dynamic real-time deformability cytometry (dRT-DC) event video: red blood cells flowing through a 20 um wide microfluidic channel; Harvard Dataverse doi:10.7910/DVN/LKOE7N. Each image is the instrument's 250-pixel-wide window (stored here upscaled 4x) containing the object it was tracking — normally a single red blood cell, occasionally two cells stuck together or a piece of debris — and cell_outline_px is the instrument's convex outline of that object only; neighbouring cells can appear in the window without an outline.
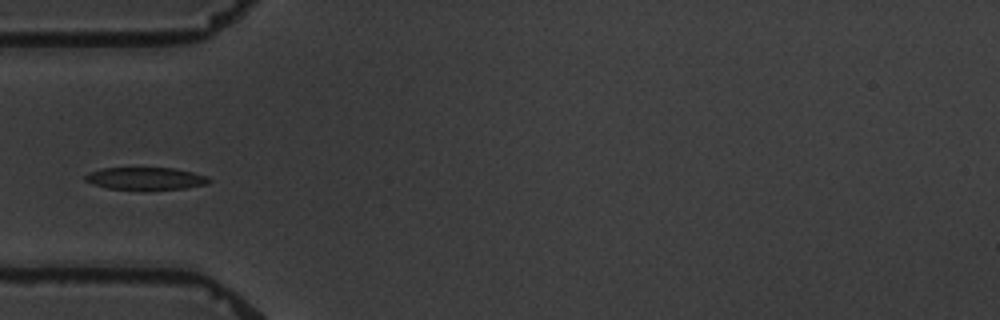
{"species": "common noctule bat (a hibernating species)", "species_latin": "Nyctalus noctula", "temperature_condition": "warm", "stored_images_in_passage": 7, "camera_frame_rate_fps": 3000, "um_per_image_px": 0.085, "animal": {"sex": "male", "body_mass_g": 19.5, "forearm_length_mm": 54.6}, "frame": {"image": 1, "passage_image": 6, "time_ms": 5.667, "image_size_px": [1000, 320], "cell_outline_px": [[212, 180], [208, 184], [184, 188], [148, 192], [144, 192], [108, 188], [92, 184], [84, 180], [84, 176], [88, 172], [104, 168], [176, 168], [208, 176]], "centroid_in_image_um": [12.39, 15.21], "position_along_channel_um": 72.6, "area_um2": 16.94}}
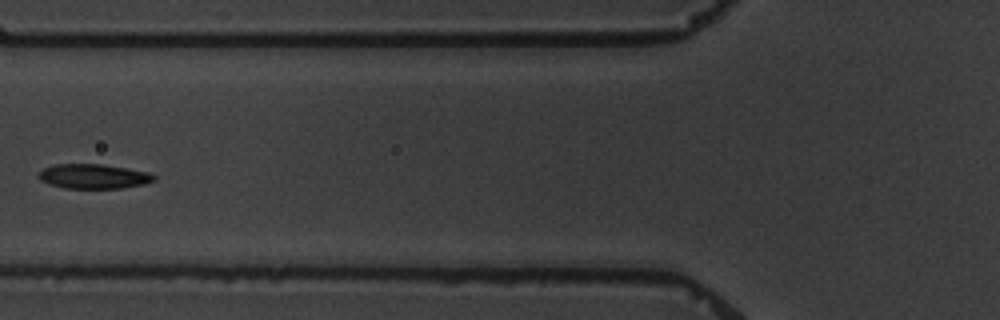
{"frame": {"image": 2, "passage_image": 7, "time_ms": 7.0, "image_size_px": [1000, 320], "cell_outline_px": [[156, 180], [144, 184], [120, 188], [64, 188], [48, 184], [40, 180], [40, 172], [44, 168], [56, 164], [100, 164], [148, 172], [156, 176]], "centroid_in_image_um": [7.96, 14.99], "position_along_channel_um": 117.8, "area_um2": 16.36}}